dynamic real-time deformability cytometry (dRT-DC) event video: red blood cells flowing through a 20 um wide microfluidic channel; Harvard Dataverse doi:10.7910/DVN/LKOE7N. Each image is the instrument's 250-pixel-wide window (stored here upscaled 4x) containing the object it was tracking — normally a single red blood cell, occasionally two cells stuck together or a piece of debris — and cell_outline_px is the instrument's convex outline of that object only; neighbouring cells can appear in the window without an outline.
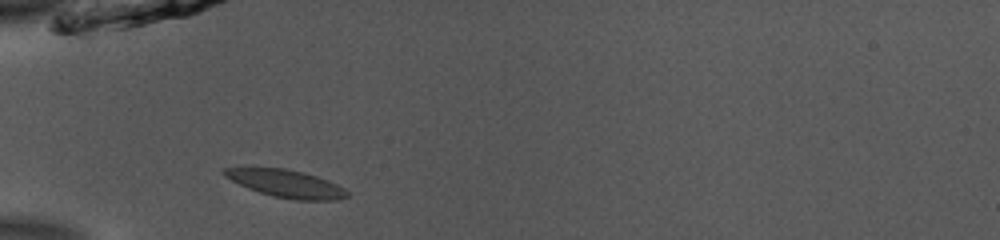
{"species": "common noctule bat (a hibernating species)", "species_latin": "Nyctalus noctula", "temperature_condition": "room temperature", "stored_images_in_passage": 38, "camera_frame_rate_fps": 3000, "um_per_image_px": 0.085, "animal": {"sex": "male", "body_mass_g": 13.0, "forearm_length_mm": 53.1}, "frame": {"image": 1, "passage_image": 3, "time_ms": 0.667, "image_size_px": [1000, 240], "cell_outline_px": [[348, 196], [336, 200], [296, 200], [272, 196], [248, 188], [224, 176], [220, 172], [224, 168], [284, 168], [304, 172], [328, 180], [344, 188], [348, 192]], "centroid_in_image_um": [24.33, 15.61], "position_along_channel_um": 60.7, "area_um2": 19.59}}
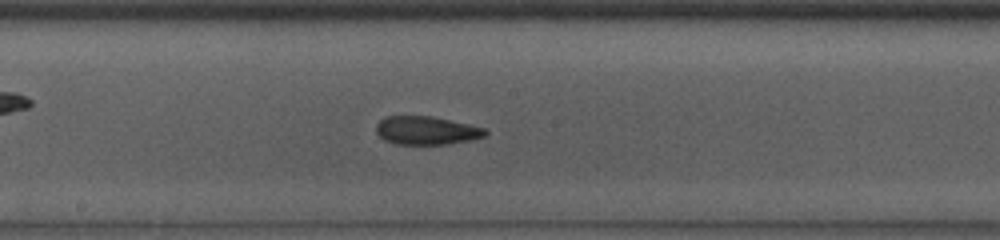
{"frame": {"image": 2, "passage_image": 15, "time_ms": 4.667, "image_size_px": [1000, 240], "cell_outline_px": [[488, 132], [484, 136], [468, 140], [448, 144], [396, 144], [384, 140], [376, 132], [376, 124], [384, 116], [432, 116], [468, 124], [484, 128]], "centroid_in_image_um": [36.2, 11.08], "position_along_channel_um": 212.0, "area_um2": 17.92}}
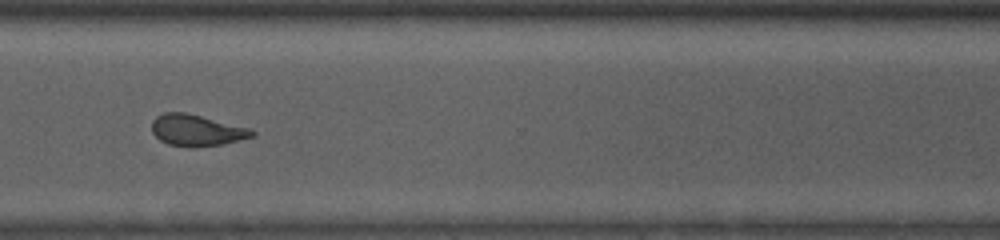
{"frame": {"image": 3, "passage_image": 26, "time_ms": 8.333, "image_size_px": [1000, 240], "cell_outline_px": [[256, 136], [220, 144], [192, 148], [188, 148], [168, 144], [160, 140], [152, 132], [152, 120], [156, 116], [164, 112], [184, 112], [252, 128], [256, 132]], "centroid_in_image_um": [16.72, 11.08], "position_along_channel_um": 353.9, "area_um2": 18.5}, "authors_computed_cell_mechanics": {"area_um2": 18.5827, "velocity_mm_per_s": 3.8828, "shape_relaxation_time_tau1_ms": null, "shape_relaxation_time_tau2_ms": 2.3993, "deformation_change_tau1": null, "deformation_change_tau2": 0.1008}}